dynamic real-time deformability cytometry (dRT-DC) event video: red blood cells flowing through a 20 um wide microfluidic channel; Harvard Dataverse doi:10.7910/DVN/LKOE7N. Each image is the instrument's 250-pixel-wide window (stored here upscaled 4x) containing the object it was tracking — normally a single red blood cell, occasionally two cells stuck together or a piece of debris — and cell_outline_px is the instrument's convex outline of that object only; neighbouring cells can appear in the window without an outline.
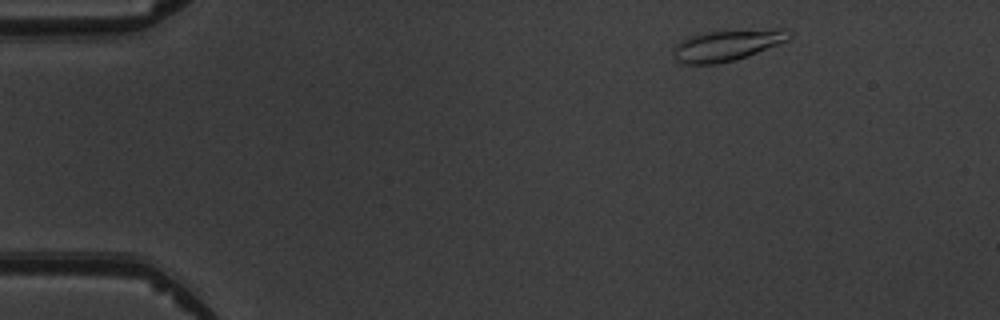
{"species": "common noctule bat (a hibernating species)", "species_latin": "Nyctalus noctula", "temperature_condition": "warm", "stored_images_in_passage": 5, "camera_frame_rate_fps": 3000, "um_per_image_px": 0.085, "animal": {"sex": "male", "body_mass_g": 19.5, "forearm_length_mm": 54.6}, "frame": {"image": 1, "passage_image": 1, "time_ms": 0.0, "image_size_px": [1000, 320], "cell_outline_px": [[792, 36], [788, 40], [756, 52], [732, 60], [716, 64], [680, 64], [672, 56], [672, 48], [680, 40], [688, 36], [708, 32], [780, 28], [784, 28], [792, 32]], "centroid_in_image_um": [61.74, 3.84], "position_along_channel_um": 23.3, "area_um2": 20.92}}